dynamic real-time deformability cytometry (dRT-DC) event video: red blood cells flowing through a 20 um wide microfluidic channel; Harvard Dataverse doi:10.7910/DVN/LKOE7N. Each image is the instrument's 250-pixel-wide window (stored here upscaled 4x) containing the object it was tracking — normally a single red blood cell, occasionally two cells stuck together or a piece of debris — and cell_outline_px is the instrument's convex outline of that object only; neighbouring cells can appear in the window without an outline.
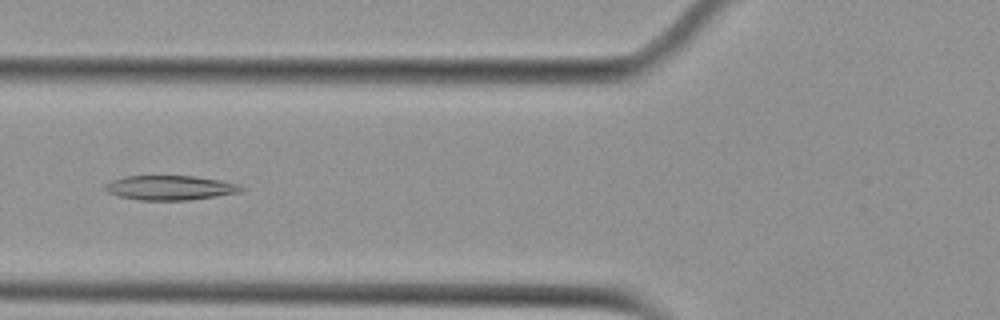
{"species": "Egyptian fruit bat (a non-hibernating species)", "species_latin": "Rousettus aegyptiacus", "temperature_condition": "cold", "stored_images_in_passage": 38, "camera_frame_rate_fps": 3000, "um_per_image_px": 0.085, "animal": {"sex": "female"}, "frame": {"image": 1, "passage_image": 5, "time_ms": 1.333, "image_size_px": [1000, 320], "cell_outline_px": [[244, 188], [240, 192], [216, 196], [188, 200], [140, 200], [120, 196], [108, 192], [104, 188], [104, 184], [112, 180], [124, 176], [196, 176], [220, 180], [240, 184]], "centroid_in_image_um": [14.46, 15.95], "position_along_channel_um": 111.3, "area_um2": 19.42}}
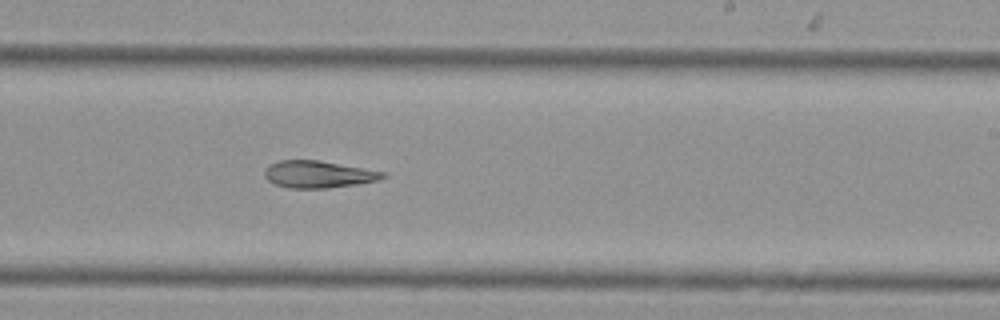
{"frame": {"image": 2, "passage_image": 17, "time_ms": 5.333, "image_size_px": [1000, 320], "cell_outline_px": [[388, 176], [380, 180], [356, 184], [328, 188], [288, 188], [272, 184], [264, 176], [264, 172], [272, 164], [280, 160], [320, 160], [388, 172]], "centroid_in_image_um": [27.12, 14.82], "position_along_channel_um": 261.9, "area_um2": 18.84}}
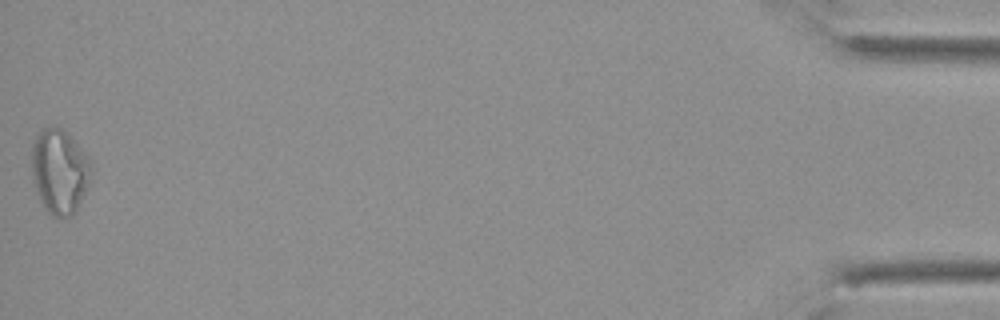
{"frame": {"image": 3, "passage_image": 38, "time_ms": 12.333, "image_size_px": [1000, 320], "cell_outline_px": [[92, 168], [88, 184], [76, 212], [72, 216], [60, 220], [52, 216], [48, 212], [40, 200], [32, 180], [32, 144], [40, 128], [60, 128], [80, 148], [88, 160]], "centroid_in_image_um": [5.03, 14.64], "position_along_channel_um": 430.2, "area_um2": 29.07}}